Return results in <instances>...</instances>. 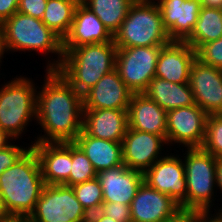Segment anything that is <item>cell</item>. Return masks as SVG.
<instances>
[{"label":"cell","instance_id":"6da1fadb","mask_svg":"<svg viewBox=\"0 0 222 222\" xmlns=\"http://www.w3.org/2000/svg\"><path fill=\"white\" fill-rule=\"evenodd\" d=\"M45 70L37 88L35 142H74L83 130V96L58 72ZM38 123V124H37ZM43 132V135H42Z\"/></svg>","mask_w":222,"mask_h":222},{"label":"cell","instance_id":"7a4b0ae2","mask_svg":"<svg viewBox=\"0 0 222 222\" xmlns=\"http://www.w3.org/2000/svg\"><path fill=\"white\" fill-rule=\"evenodd\" d=\"M44 185L38 156L30 147L0 175V193L7 215L28 218Z\"/></svg>","mask_w":222,"mask_h":222},{"label":"cell","instance_id":"3957f363","mask_svg":"<svg viewBox=\"0 0 222 222\" xmlns=\"http://www.w3.org/2000/svg\"><path fill=\"white\" fill-rule=\"evenodd\" d=\"M1 25L9 54H26L28 51L39 56L41 53L47 60V65H43L46 70H57L60 67L64 55L63 40L41 19L16 12Z\"/></svg>","mask_w":222,"mask_h":222},{"label":"cell","instance_id":"277c9868","mask_svg":"<svg viewBox=\"0 0 222 222\" xmlns=\"http://www.w3.org/2000/svg\"><path fill=\"white\" fill-rule=\"evenodd\" d=\"M117 49L114 42L63 47V60L57 70L83 96L115 69Z\"/></svg>","mask_w":222,"mask_h":222},{"label":"cell","instance_id":"5b68a950","mask_svg":"<svg viewBox=\"0 0 222 222\" xmlns=\"http://www.w3.org/2000/svg\"><path fill=\"white\" fill-rule=\"evenodd\" d=\"M33 81L32 77L16 75L0 85V128L17 141L33 121L36 124L38 83Z\"/></svg>","mask_w":222,"mask_h":222},{"label":"cell","instance_id":"8992f818","mask_svg":"<svg viewBox=\"0 0 222 222\" xmlns=\"http://www.w3.org/2000/svg\"><path fill=\"white\" fill-rule=\"evenodd\" d=\"M182 158L187 183L186 209L195 211H219L217 195V158L202 148H183ZM218 197V198H216ZM214 205V207H213Z\"/></svg>","mask_w":222,"mask_h":222},{"label":"cell","instance_id":"52a82bcc","mask_svg":"<svg viewBox=\"0 0 222 222\" xmlns=\"http://www.w3.org/2000/svg\"><path fill=\"white\" fill-rule=\"evenodd\" d=\"M113 41L117 47H152L170 43L156 2H133Z\"/></svg>","mask_w":222,"mask_h":222},{"label":"cell","instance_id":"ba28073f","mask_svg":"<svg viewBox=\"0 0 222 222\" xmlns=\"http://www.w3.org/2000/svg\"><path fill=\"white\" fill-rule=\"evenodd\" d=\"M89 214L77 200L72 187L44 185L28 222H88Z\"/></svg>","mask_w":222,"mask_h":222},{"label":"cell","instance_id":"9c48e42d","mask_svg":"<svg viewBox=\"0 0 222 222\" xmlns=\"http://www.w3.org/2000/svg\"><path fill=\"white\" fill-rule=\"evenodd\" d=\"M162 46L117 47L115 69L133 94L144 93L155 77Z\"/></svg>","mask_w":222,"mask_h":222},{"label":"cell","instance_id":"30bf717a","mask_svg":"<svg viewBox=\"0 0 222 222\" xmlns=\"http://www.w3.org/2000/svg\"><path fill=\"white\" fill-rule=\"evenodd\" d=\"M207 117L208 114L197 104L168 111L166 142L169 149L201 148Z\"/></svg>","mask_w":222,"mask_h":222},{"label":"cell","instance_id":"8fae6325","mask_svg":"<svg viewBox=\"0 0 222 222\" xmlns=\"http://www.w3.org/2000/svg\"><path fill=\"white\" fill-rule=\"evenodd\" d=\"M170 152L144 173V182L171 197L180 208L186 209L187 183L183 158L178 150L174 151L176 155Z\"/></svg>","mask_w":222,"mask_h":222},{"label":"cell","instance_id":"7c38bea8","mask_svg":"<svg viewBox=\"0 0 222 222\" xmlns=\"http://www.w3.org/2000/svg\"><path fill=\"white\" fill-rule=\"evenodd\" d=\"M168 148L162 136L128 128L122 141L123 163L128 168L144 174L170 151Z\"/></svg>","mask_w":222,"mask_h":222},{"label":"cell","instance_id":"4fadbf2b","mask_svg":"<svg viewBox=\"0 0 222 222\" xmlns=\"http://www.w3.org/2000/svg\"><path fill=\"white\" fill-rule=\"evenodd\" d=\"M189 86L195 103L208 115L222 114V69L197 58L191 67Z\"/></svg>","mask_w":222,"mask_h":222},{"label":"cell","instance_id":"5bb4252c","mask_svg":"<svg viewBox=\"0 0 222 222\" xmlns=\"http://www.w3.org/2000/svg\"><path fill=\"white\" fill-rule=\"evenodd\" d=\"M171 41H185L193 32L201 10L200 0H154Z\"/></svg>","mask_w":222,"mask_h":222},{"label":"cell","instance_id":"9a60e30c","mask_svg":"<svg viewBox=\"0 0 222 222\" xmlns=\"http://www.w3.org/2000/svg\"><path fill=\"white\" fill-rule=\"evenodd\" d=\"M180 209V205L171 197L144 181L130 204L132 222H162Z\"/></svg>","mask_w":222,"mask_h":222},{"label":"cell","instance_id":"2e32d148","mask_svg":"<svg viewBox=\"0 0 222 222\" xmlns=\"http://www.w3.org/2000/svg\"><path fill=\"white\" fill-rule=\"evenodd\" d=\"M196 51L185 41H171L162 46L158 56L155 77L172 83H188Z\"/></svg>","mask_w":222,"mask_h":222},{"label":"cell","instance_id":"e0dca14e","mask_svg":"<svg viewBox=\"0 0 222 222\" xmlns=\"http://www.w3.org/2000/svg\"><path fill=\"white\" fill-rule=\"evenodd\" d=\"M97 178L103 191V202H121L130 205L139 186L144 181V174L128 168L123 163L99 171Z\"/></svg>","mask_w":222,"mask_h":222},{"label":"cell","instance_id":"ac0fdd59","mask_svg":"<svg viewBox=\"0 0 222 222\" xmlns=\"http://www.w3.org/2000/svg\"><path fill=\"white\" fill-rule=\"evenodd\" d=\"M31 147L38 156L44 184L62 185L71 171L72 142H35Z\"/></svg>","mask_w":222,"mask_h":222},{"label":"cell","instance_id":"d6986e66","mask_svg":"<svg viewBox=\"0 0 222 222\" xmlns=\"http://www.w3.org/2000/svg\"><path fill=\"white\" fill-rule=\"evenodd\" d=\"M132 94L114 69L83 95V109H128Z\"/></svg>","mask_w":222,"mask_h":222},{"label":"cell","instance_id":"ffe728a7","mask_svg":"<svg viewBox=\"0 0 222 222\" xmlns=\"http://www.w3.org/2000/svg\"><path fill=\"white\" fill-rule=\"evenodd\" d=\"M128 109H83V130L91 137L122 142L126 135Z\"/></svg>","mask_w":222,"mask_h":222},{"label":"cell","instance_id":"44dd1931","mask_svg":"<svg viewBox=\"0 0 222 222\" xmlns=\"http://www.w3.org/2000/svg\"><path fill=\"white\" fill-rule=\"evenodd\" d=\"M106 42H114L113 35L100 19L80 1L75 9L70 32L63 40V47H79Z\"/></svg>","mask_w":222,"mask_h":222},{"label":"cell","instance_id":"7402d4cb","mask_svg":"<svg viewBox=\"0 0 222 222\" xmlns=\"http://www.w3.org/2000/svg\"><path fill=\"white\" fill-rule=\"evenodd\" d=\"M129 128L160 135L166 140L167 111L145 93H134L128 106Z\"/></svg>","mask_w":222,"mask_h":222},{"label":"cell","instance_id":"603a6c76","mask_svg":"<svg viewBox=\"0 0 222 222\" xmlns=\"http://www.w3.org/2000/svg\"><path fill=\"white\" fill-rule=\"evenodd\" d=\"M74 142L86 154L97 173L123 164L122 142L91 137L84 130Z\"/></svg>","mask_w":222,"mask_h":222},{"label":"cell","instance_id":"cb8c5ba5","mask_svg":"<svg viewBox=\"0 0 222 222\" xmlns=\"http://www.w3.org/2000/svg\"><path fill=\"white\" fill-rule=\"evenodd\" d=\"M167 112L180 107H188L195 103L189 83H172L165 79L154 77L144 92Z\"/></svg>","mask_w":222,"mask_h":222},{"label":"cell","instance_id":"d4e9b609","mask_svg":"<svg viewBox=\"0 0 222 222\" xmlns=\"http://www.w3.org/2000/svg\"><path fill=\"white\" fill-rule=\"evenodd\" d=\"M222 37V9L201 7L198 20L191 35L185 40L195 51L203 44Z\"/></svg>","mask_w":222,"mask_h":222},{"label":"cell","instance_id":"484cf974","mask_svg":"<svg viewBox=\"0 0 222 222\" xmlns=\"http://www.w3.org/2000/svg\"><path fill=\"white\" fill-rule=\"evenodd\" d=\"M81 0H47L43 23L62 40L70 32L74 13Z\"/></svg>","mask_w":222,"mask_h":222},{"label":"cell","instance_id":"4316f807","mask_svg":"<svg viewBox=\"0 0 222 222\" xmlns=\"http://www.w3.org/2000/svg\"><path fill=\"white\" fill-rule=\"evenodd\" d=\"M81 2L100 19L113 36L133 3L132 0H81Z\"/></svg>","mask_w":222,"mask_h":222},{"label":"cell","instance_id":"83f0119b","mask_svg":"<svg viewBox=\"0 0 222 222\" xmlns=\"http://www.w3.org/2000/svg\"><path fill=\"white\" fill-rule=\"evenodd\" d=\"M97 177L92 163L87 158L83 150L72 142V164L69 178L62 184L65 186H74Z\"/></svg>","mask_w":222,"mask_h":222},{"label":"cell","instance_id":"f1b7e54d","mask_svg":"<svg viewBox=\"0 0 222 222\" xmlns=\"http://www.w3.org/2000/svg\"><path fill=\"white\" fill-rule=\"evenodd\" d=\"M77 200L88 214L100 210L103 203V191L98 178L71 186Z\"/></svg>","mask_w":222,"mask_h":222},{"label":"cell","instance_id":"f546056e","mask_svg":"<svg viewBox=\"0 0 222 222\" xmlns=\"http://www.w3.org/2000/svg\"><path fill=\"white\" fill-rule=\"evenodd\" d=\"M201 148L216 158H222V114L208 115Z\"/></svg>","mask_w":222,"mask_h":222},{"label":"cell","instance_id":"4dcf8cb0","mask_svg":"<svg viewBox=\"0 0 222 222\" xmlns=\"http://www.w3.org/2000/svg\"><path fill=\"white\" fill-rule=\"evenodd\" d=\"M196 57L204 64L222 69V37L203 44L196 51Z\"/></svg>","mask_w":222,"mask_h":222},{"label":"cell","instance_id":"1f68e13d","mask_svg":"<svg viewBox=\"0 0 222 222\" xmlns=\"http://www.w3.org/2000/svg\"><path fill=\"white\" fill-rule=\"evenodd\" d=\"M16 143V144H15ZM31 147L29 143L20 145V140L0 151V175L7 168L13 166L16 161Z\"/></svg>","mask_w":222,"mask_h":222},{"label":"cell","instance_id":"d6a6232c","mask_svg":"<svg viewBox=\"0 0 222 222\" xmlns=\"http://www.w3.org/2000/svg\"><path fill=\"white\" fill-rule=\"evenodd\" d=\"M99 212L117 222H132L130 205L121 202H103Z\"/></svg>","mask_w":222,"mask_h":222},{"label":"cell","instance_id":"836d02e7","mask_svg":"<svg viewBox=\"0 0 222 222\" xmlns=\"http://www.w3.org/2000/svg\"><path fill=\"white\" fill-rule=\"evenodd\" d=\"M47 6V0H20L18 12L42 19Z\"/></svg>","mask_w":222,"mask_h":222},{"label":"cell","instance_id":"e575fe53","mask_svg":"<svg viewBox=\"0 0 222 222\" xmlns=\"http://www.w3.org/2000/svg\"><path fill=\"white\" fill-rule=\"evenodd\" d=\"M20 0H0V24L18 12Z\"/></svg>","mask_w":222,"mask_h":222},{"label":"cell","instance_id":"d590c367","mask_svg":"<svg viewBox=\"0 0 222 222\" xmlns=\"http://www.w3.org/2000/svg\"><path fill=\"white\" fill-rule=\"evenodd\" d=\"M197 211L189 209H180L173 216L162 222H196Z\"/></svg>","mask_w":222,"mask_h":222},{"label":"cell","instance_id":"8d00e7d4","mask_svg":"<svg viewBox=\"0 0 222 222\" xmlns=\"http://www.w3.org/2000/svg\"><path fill=\"white\" fill-rule=\"evenodd\" d=\"M197 211L196 222H222V210L219 211Z\"/></svg>","mask_w":222,"mask_h":222},{"label":"cell","instance_id":"74e56055","mask_svg":"<svg viewBox=\"0 0 222 222\" xmlns=\"http://www.w3.org/2000/svg\"><path fill=\"white\" fill-rule=\"evenodd\" d=\"M9 55V51L7 49V45H6V40H5V35H4V31H3V28H2V25L0 24V69L3 67L2 62L3 59L5 58L6 59V55ZM2 66V67H1ZM1 71V70H0ZM3 74V75H2ZM1 76H5L4 73H0V77Z\"/></svg>","mask_w":222,"mask_h":222},{"label":"cell","instance_id":"f35d334b","mask_svg":"<svg viewBox=\"0 0 222 222\" xmlns=\"http://www.w3.org/2000/svg\"><path fill=\"white\" fill-rule=\"evenodd\" d=\"M215 177H216L217 192H218V195L220 194L219 196L221 197L222 196L221 194L222 193V158H217ZM219 206H221V210H222V204H219Z\"/></svg>","mask_w":222,"mask_h":222},{"label":"cell","instance_id":"ab89813d","mask_svg":"<svg viewBox=\"0 0 222 222\" xmlns=\"http://www.w3.org/2000/svg\"><path fill=\"white\" fill-rule=\"evenodd\" d=\"M16 141L8 132L0 128V151L6 149Z\"/></svg>","mask_w":222,"mask_h":222},{"label":"cell","instance_id":"60d3db41","mask_svg":"<svg viewBox=\"0 0 222 222\" xmlns=\"http://www.w3.org/2000/svg\"><path fill=\"white\" fill-rule=\"evenodd\" d=\"M88 222H117V221L97 211L95 213L89 214Z\"/></svg>","mask_w":222,"mask_h":222},{"label":"cell","instance_id":"b9f144b4","mask_svg":"<svg viewBox=\"0 0 222 222\" xmlns=\"http://www.w3.org/2000/svg\"><path fill=\"white\" fill-rule=\"evenodd\" d=\"M202 7H212L222 9V0H200Z\"/></svg>","mask_w":222,"mask_h":222},{"label":"cell","instance_id":"7bdbcfd3","mask_svg":"<svg viewBox=\"0 0 222 222\" xmlns=\"http://www.w3.org/2000/svg\"><path fill=\"white\" fill-rule=\"evenodd\" d=\"M0 222H28V220L26 217L8 215L0 218Z\"/></svg>","mask_w":222,"mask_h":222},{"label":"cell","instance_id":"ee69618b","mask_svg":"<svg viewBox=\"0 0 222 222\" xmlns=\"http://www.w3.org/2000/svg\"><path fill=\"white\" fill-rule=\"evenodd\" d=\"M6 216H8V215L6 213L4 203H3V200H2V196H1V193H0V218L6 217Z\"/></svg>","mask_w":222,"mask_h":222},{"label":"cell","instance_id":"f6af8a7d","mask_svg":"<svg viewBox=\"0 0 222 222\" xmlns=\"http://www.w3.org/2000/svg\"><path fill=\"white\" fill-rule=\"evenodd\" d=\"M133 2H137V1H149V0H132Z\"/></svg>","mask_w":222,"mask_h":222}]
</instances>
